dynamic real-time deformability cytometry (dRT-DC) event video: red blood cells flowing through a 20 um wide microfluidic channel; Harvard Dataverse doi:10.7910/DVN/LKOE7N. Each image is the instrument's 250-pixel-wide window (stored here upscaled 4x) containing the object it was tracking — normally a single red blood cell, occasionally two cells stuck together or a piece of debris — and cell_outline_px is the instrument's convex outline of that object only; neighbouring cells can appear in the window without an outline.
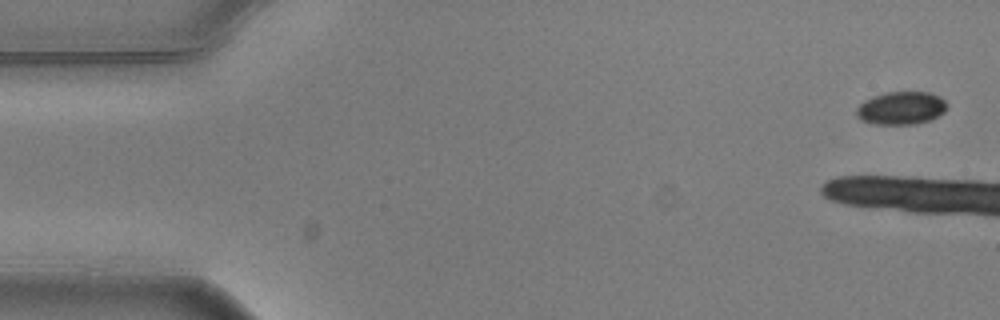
{"species": "common noctule bat (a hibernating species)", "species_latin": "Nyctalus noctula", "temperature_condition": "warm", "stored_images_in_passage": 6, "camera_frame_rate_fps": 3000, "um_per_image_px": 0.085, "animal": {"sex": "male", "body_mass_g": 20.5, "forearm_length_mm": 52.5}, "frame": {"image": 1, "passage_image": 1, "time_ms": 0.0, "image_size_px": [1000, 320], "cell_outline_px": [[948, 104], [944, 112], [928, 120], [912, 124], [876, 124], [860, 120], [856, 116], [856, 108], [864, 100], [872, 96], [884, 92], [928, 92], [940, 96]], "centroid_in_image_um": [76.57, 9.17], "position_along_channel_um": 8.4, "area_um2": 17.4}}